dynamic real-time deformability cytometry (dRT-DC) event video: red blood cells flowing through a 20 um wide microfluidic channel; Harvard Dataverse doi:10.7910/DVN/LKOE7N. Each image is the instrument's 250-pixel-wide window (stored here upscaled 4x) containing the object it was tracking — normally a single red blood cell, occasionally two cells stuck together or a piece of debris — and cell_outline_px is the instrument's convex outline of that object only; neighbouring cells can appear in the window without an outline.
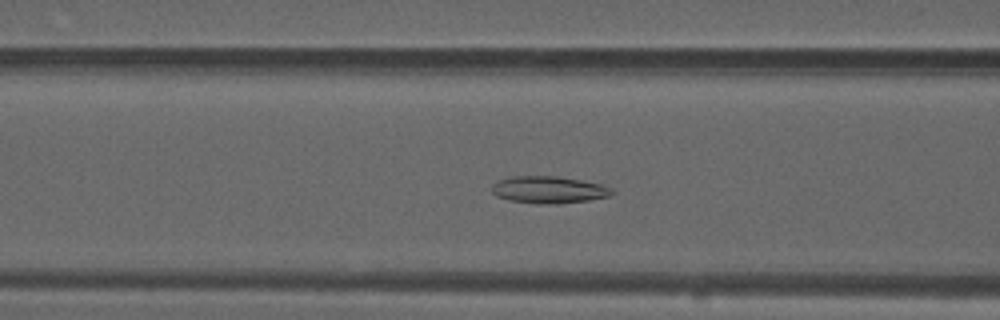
{"species": "common noctule bat (a hibernating species)", "species_latin": "Nyctalus noctula", "temperature_condition": "warm", "stored_images_in_passage": 51, "camera_frame_rate_fps": 3000, "um_per_image_px": 0.085, "animal": {"sex": "male", "forearm_length_mm": 52.5}, "frame": {"image": 1, "passage_image": 19, "time_ms": 6.0, "image_size_px": [1000, 320], "cell_outline_px": [[616, 192], [608, 196], [588, 200], [560, 204], [536, 204], [508, 200], [496, 196], [492, 192], [492, 184], [496, 180], [508, 176], [556, 176], [580, 180], [600, 184], [612, 188]], "centroid_in_image_um": [46.6, 16.13], "position_along_channel_um": 120.0, "area_um2": 19.19}}
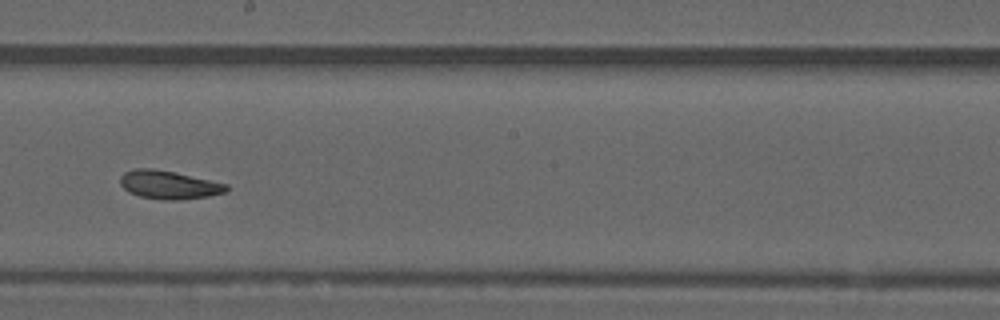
{"frame": {"image": 2, "passage_image": 28, "time_ms": 9.0, "image_size_px": [1000, 320], "cell_outline_px": [[228, 188], [224, 192], [208, 196], [176, 200], [164, 200], [140, 196], [128, 192], [120, 184], [120, 176], [124, 172], [136, 168], [152, 168], [176, 172], [228, 184]], "centroid_in_image_um": [14.32, 15.7], "position_along_channel_um": 233.9, "area_um2": 17.51}}
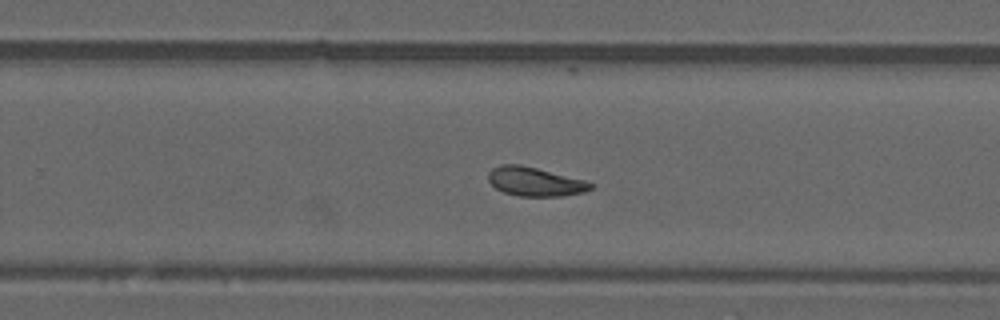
{"frame": {"image": 3, "passage_image": 32, "time_ms": 10.333, "image_size_px": [1000, 320], "cell_outline_px": [[596, 184], [592, 188], [584, 192], [564, 196], [520, 196], [504, 192], [496, 188], [488, 180], [488, 172], [492, 168], [500, 164], [520, 164], [584, 180]], "centroid_in_image_um": [45.47, 15.44], "position_along_channel_um": 284.3, "area_um2": 17.22}}